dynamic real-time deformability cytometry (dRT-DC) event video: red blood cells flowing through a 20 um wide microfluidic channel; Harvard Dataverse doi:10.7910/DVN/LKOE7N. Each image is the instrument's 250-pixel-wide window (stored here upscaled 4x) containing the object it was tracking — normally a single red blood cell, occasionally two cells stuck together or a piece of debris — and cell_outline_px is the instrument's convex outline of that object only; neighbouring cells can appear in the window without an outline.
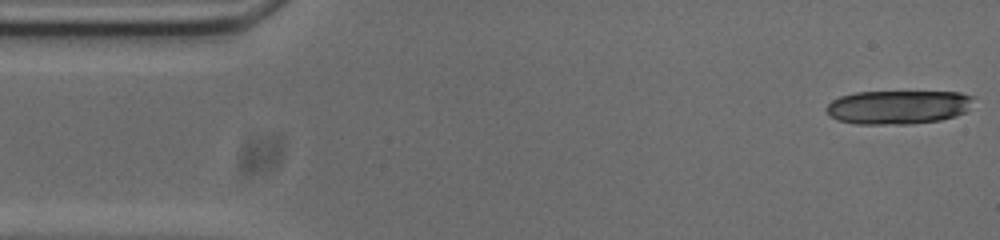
{"species": "common noctule bat (a hibernating species)", "species_latin": "Nyctalus noctula", "temperature_condition": "cold", "stored_images_in_passage": 8, "camera_frame_rate_fps": 3000, "um_per_image_px": 0.085, "animal": {"sex": "male", "body_mass_g": 20.0, "forearm_length_mm": 53.3}, "frame": {"image": 1, "passage_image": 1, "time_ms": 0.0, "image_size_px": [1000, 240], "cell_outline_px": [[976, 96], [964, 112], [956, 116], [940, 120], [908, 124], [856, 124], [836, 120], [828, 116], [824, 108], [832, 100], [840, 96], [856, 92], [960, 92]], "centroid_in_image_um": [76.3, 9.11], "position_along_channel_um": 8.7, "area_um2": 29.19}}